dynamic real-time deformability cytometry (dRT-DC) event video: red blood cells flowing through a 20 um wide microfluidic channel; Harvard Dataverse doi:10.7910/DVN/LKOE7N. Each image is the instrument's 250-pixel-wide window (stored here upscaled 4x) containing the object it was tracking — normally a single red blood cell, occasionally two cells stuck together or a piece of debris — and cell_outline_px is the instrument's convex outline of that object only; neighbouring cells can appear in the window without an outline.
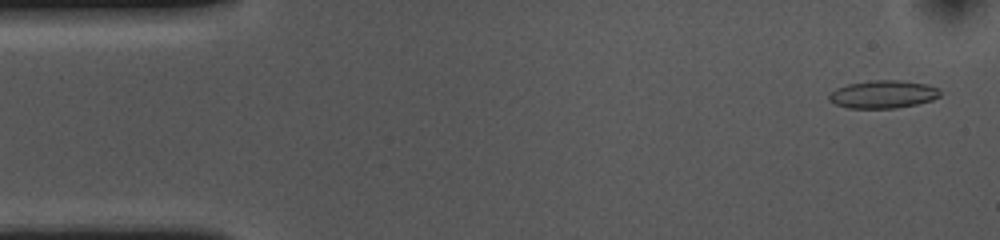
{"species": "common noctule bat (a hibernating species)", "species_latin": "Nyctalus noctula", "temperature_condition": "cold", "stored_images_in_passage": 54, "camera_frame_rate_fps": 3000, "um_per_image_px": 0.085, "animal": {"sex": "female", "body_mass_g": 10.0, "forearm_length_mm": 53.1}, "frame": {"image": 1, "passage_image": 2, "time_ms": 0.333, "image_size_px": [1000, 240], "cell_outline_px": [[940, 96], [932, 100], [916, 104], [896, 108], [848, 108], [836, 104], [828, 100], [828, 96], [836, 88], [848, 84], [872, 80], [900, 80], [928, 84], [940, 88]], "centroid_in_image_um": [75.08, 8.01], "position_along_channel_um": 9.9, "area_um2": 18.09}}
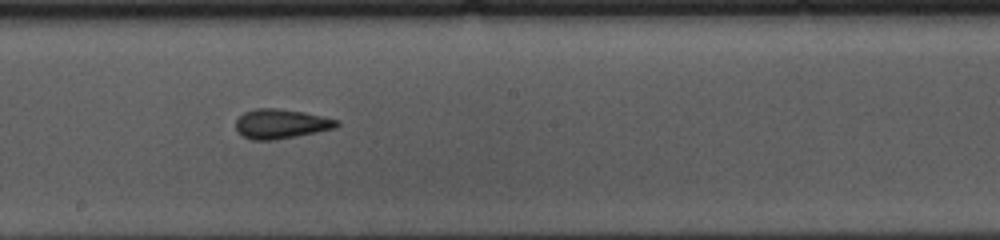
{"frame": {"image": 2, "passage_image": 28, "time_ms": 9.0, "image_size_px": [1000, 240], "cell_outline_px": [[340, 124], [336, 128], [276, 140], [252, 140], [244, 136], [236, 128], [236, 120], [244, 112], [256, 108], [276, 108], [304, 112], [340, 120]], "centroid_in_image_um": [23.91, 10.52], "position_along_channel_um": 224.3, "area_um2": 17.34}}
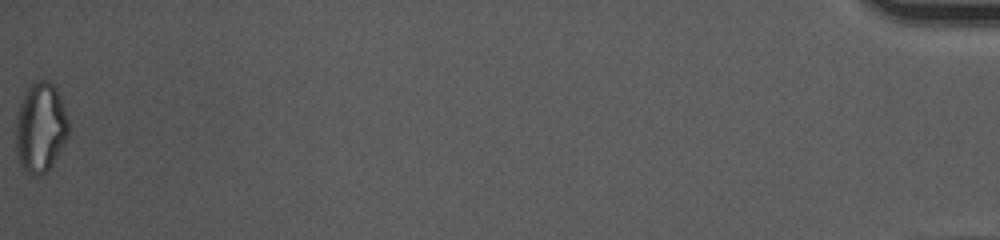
{"frame": {"image": 3, "passage_image": 54, "time_ms": 17.667, "image_size_px": [1000, 240], "cell_outline_px": [[68, 136], [64, 144], [48, 172], [44, 176], [32, 176], [20, 164], [16, 152], [16, 116], [20, 104], [32, 80], [48, 80], [56, 88], [64, 108], [68, 120]], "centroid_in_image_um": [3.44, 10.87], "position_along_channel_um": 431.8, "area_um2": 27.69}, "authors_computed_cell_mechanics": {"area_um2": 17.6001, "velocity_mm_per_s": 3.6243, "shape_relaxation_time_tau1_ms": 7.6913, "shape_relaxation_time_tau2_ms": 2.6786, "deformation_change_tau1": 0.1689, "deformation_change_tau2": 0.0901}}